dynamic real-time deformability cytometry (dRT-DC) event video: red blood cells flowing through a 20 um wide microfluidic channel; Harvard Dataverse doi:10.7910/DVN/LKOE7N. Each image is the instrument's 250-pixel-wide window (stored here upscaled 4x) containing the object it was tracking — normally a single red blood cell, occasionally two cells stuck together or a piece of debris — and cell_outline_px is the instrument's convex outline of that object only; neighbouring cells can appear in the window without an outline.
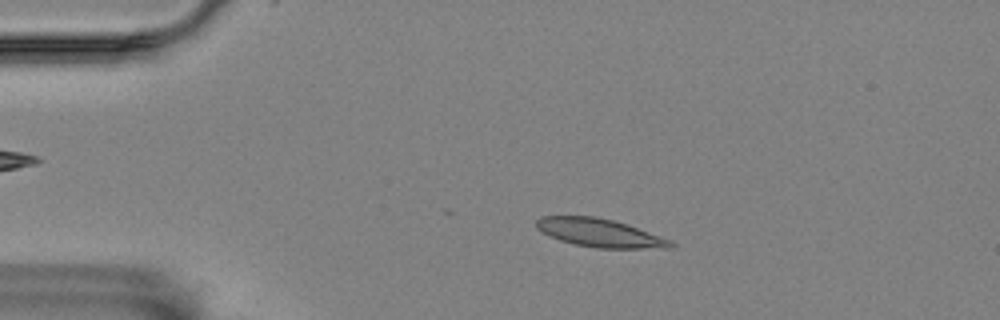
{"species": "Egyptian fruit bat (a non-hibernating species)", "species_latin": "Rousettus aegyptiacus", "temperature_condition": "room temperature", "stored_images_in_passage": 30, "camera_frame_rate_fps": 3000, "um_per_image_px": 0.085, "animal": {"sex": "female"}, "frame": {"image": 1, "passage_image": 11, "time_ms": 3.333, "image_size_px": [1000, 320], "cell_outline_px": [[676, 244], [672, 248], [596, 248], [576, 244], [560, 240], [540, 232], [536, 228], [536, 220], [540, 216], [592, 216], [612, 220], [628, 224], [672, 240]], "centroid_in_image_um": [50.99, 19.79], "position_along_channel_um": 34.0, "area_um2": 22.2}}
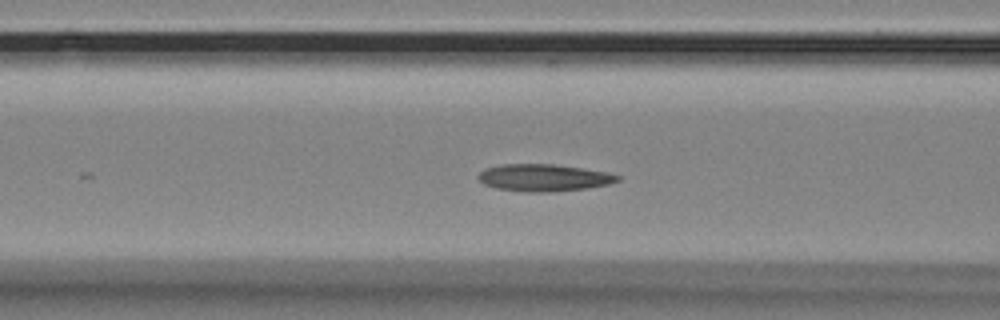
{"frame": {"image": 2, "passage_image": 22, "time_ms": 7.0, "image_size_px": [1000, 320], "cell_outline_px": [[620, 180], [608, 184], [588, 188], [548, 192], [524, 192], [496, 188], [484, 184], [476, 176], [480, 172], [488, 168], [500, 164], [552, 164], [608, 172], [620, 176]], "centroid_in_image_um": [46.21, 15.11], "position_along_channel_um": 120.4, "area_um2": 21.91}}
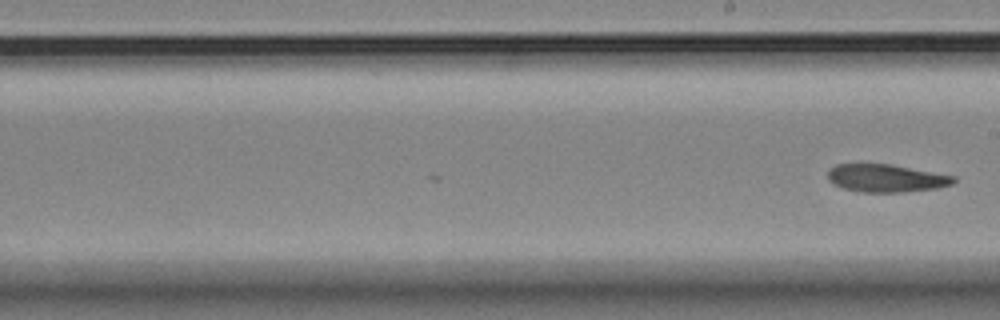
{"frame": {"image": 3, "passage_image": 30, "time_ms": 9.667, "image_size_px": [1000, 320], "cell_outline_px": [[956, 180], [952, 184], [936, 188], [904, 192], [860, 192], [844, 188], [832, 184], [828, 180], [828, 168], [836, 164], [892, 164], [956, 176]], "centroid_in_image_um": [75.3, 15.14], "position_along_channel_um": 213.7, "area_um2": 20.52}}